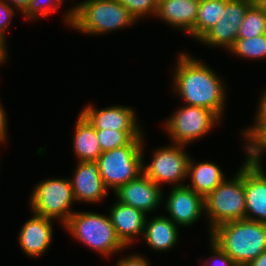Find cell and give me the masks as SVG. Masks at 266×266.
Wrapping results in <instances>:
<instances>
[{
  "instance_id": "1",
  "label": "cell",
  "mask_w": 266,
  "mask_h": 266,
  "mask_svg": "<svg viewBox=\"0 0 266 266\" xmlns=\"http://www.w3.org/2000/svg\"><path fill=\"white\" fill-rule=\"evenodd\" d=\"M177 56L171 81L174 95L181 97L186 105L213 111L222 120L228 91L224 80L210 66L189 53L182 51Z\"/></svg>"
},
{
  "instance_id": "2",
  "label": "cell",
  "mask_w": 266,
  "mask_h": 266,
  "mask_svg": "<svg viewBox=\"0 0 266 266\" xmlns=\"http://www.w3.org/2000/svg\"><path fill=\"white\" fill-rule=\"evenodd\" d=\"M65 24L87 35H103L135 25L137 20L118 0H85L64 13Z\"/></svg>"
},
{
  "instance_id": "3",
  "label": "cell",
  "mask_w": 266,
  "mask_h": 266,
  "mask_svg": "<svg viewBox=\"0 0 266 266\" xmlns=\"http://www.w3.org/2000/svg\"><path fill=\"white\" fill-rule=\"evenodd\" d=\"M209 238L237 266H246L266 250V223L241 219L220 224Z\"/></svg>"
},
{
  "instance_id": "4",
  "label": "cell",
  "mask_w": 266,
  "mask_h": 266,
  "mask_svg": "<svg viewBox=\"0 0 266 266\" xmlns=\"http://www.w3.org/2000/svg\"><path fill=\"white\" fill-rule=\"evenodd\" d=\"M63 227L72 238L105 258L127 248L118 238L109 215L75 211Z\"/></svg>"
},
{
  "instance_id": "5",
  "label": "cell",
  "mask_w": 266,
  "mask_h": 266,
  "mask_svg": "<svg viewBox=\"0 0 266 266\" xmlns=\"http://www.w3.org/2000/svg\"><path fill=\"white\" fill-rule=\"evenodd\" d=\"M235 174L203 198L209 234L220 224L246 219L245 160Z\"/></svg>"
},
{
  "instance_id": "6",
  "label": "cell",
  "mask_w": 266,
  "mask_h": 266,
  "mask_svg": "<svg viewBox=\"0 0 266 266\" xmlns=\"http://www.w3.org/2000/svg\"><path fill=\"white\" fill-rule=\"evenodd\" d=\"M145 139H133L128 145L102 152L97 162L105 186L115 192L120 186L137 179L143 173L142 144Z\"/></svg>"
},
{
  "instance_id": "7",
  "label": "cell",
  "mask_w": 266,
  "mask_h": 266,
  "mask_svg": "<svg viewBox=\"0 0 266 266\" xmlns=\"http://www.w3.org/2000/svg\"><path fill=\"white\" fill-rule=\"evenodd\" d=\"M29 197L32 213L59 221L64 226L75 212L70 178H48L34 186Z\"/></svg>"
},
{
  "instance_id": "8",
  "label": "cell",
  "mask_w": 266,
  "mask_h": 266,
  "mask_svg": "<svg viewBox=\"0 0 266 266\" xmlns=\"http://www.w3.org/2000/svg\"><path fill=\"white\" fill-rule=\"evenodd\" d=\"M222 120L206 108L182 105L172 115L165 119L164 130L170 137L172 144L185 145L205 137Z\"/></svg>"
},
{
  "instance_id": "9",
  "label": "cell",
  "mask_w": 266,
  "mask_h": 266,
  "mask_svg": "<svg viewBox=\"0 0 266 266\" xmlns=\"http://www.w3.org/2000/svg\"><path fill=\"white\" fill-rule=\"evenodd\" d=\"M144 145L142 144L143 174L160 187L162 184H168L171 187L185 186L190 160L185 148L187 146L167 144V146L154 149L151 162L146 164Z\"/></svg>"
},
{
  "instance_id": "10",
  "label": "cell",
  "mask_w": 266,
  "mask_h": 266,
  "mask_svg": "<svg viewBox=\"0 0 266 266\" xmlns=\"http://www.w3.org/2000/svg\"><path fill=\"white\" fill-rule=\"evenodd\" d=\"M252 4L253 0H226L222 17L198 42L212 48L230 50L237 40L245 13Z\"/></svg>"
},
{
  "instance_id": "11",
  "label": "cell",
  "mask_w": 266,
  "mask_h": 266,
  "mask_svg": "<svg viewBox=\"0 0 266 266\" xmlns=\"http://www.w3.org/2000/svg\"><path fill=\"white\" fill-rule=\"evenodd\" d=\"M135 111L133 107L124 105L97 109L87 104L80 113L96 130L143 131Z\"/></svg>"
},
{
  "instance_id": "12",
  "label": "cell",
  "mask_w": 266,
  "mask_h": 266,
  "mask_svg": "<svg viewBox=\"0 0 266 266\" xmlns=\"http://www.w3.org/2000/svg\"><path fill=\"white\" fill-rule=\"evenodd\" d=\"M168 198L163 195L165 211L177 226L190 227L204 215L203 197L185 186L172 187Z\"/></svg>"
},
{
  "instance_id": "13",
  "label": "cell",
  "mask_w": 266,
  "mask_h": 266,
  "mask_svg": "<svg viewBox=\"0 0 266 266\" xmlns=\"http://www.w3.org/2000/svg\"><path fill=\"white\" fill-rule=\"evenodd\" d=\"M163 187L156 185L143 173L127 184L120 186L115 192L119 202L143 211L146 215L163 204Z\"/></svg>"
},
{
  "instance_id": "14",
  "label": "cell",
  "mask_w": 266,
  "mask_h": 266,
  "mask_svg": "<svg viewBox=\"0 0 266 266\" xmlns=\"http://www.w3.org/2000/svg\"><path fill=\"white\" fill-rule=\"evenodd\" d=\"M99 170L97 161L77 163L74 175L70 179L76 202L98 204L107 197L110 190L105 186Z\"/></svg>"
},
{
  "instance_id": "15",
  "label": "cell",
  "mask_w": 266,
  "mask_h": 266,
  "mask_svg": "<svg viewBox=\"0 0 266 266\" xmlns=\"http://www.w3.org/2000/svg\"><path fill=\"white\" fill-rule=\"evenodd\" d=\"M53 219L33 213L20 228L19 247L30 258L43 256L53 241Z\"/></svg>"
},
{
  "instance_id": "16",
  "label": "cell",
  "mask_w": 266,
  "mask_h": 266,
  "mask_svg": "<svg viewBox=\"0 0 266 266\" xmlns=\"http://www.w3.org/2000/svg\"><path fill=\"white\" fill-rule=\"evenodd\" d=\"M246 219L266 223V176L245 156Z\"/></svg>"
},
{
  "instance_id": "17",
  "label": "cell",
  "mask_w": 266,
  "mask_h": 266,
  "mask_svg": "<svg viewBox=\"0 0 266 266\" xmlns=\"http://www.w3.org/2000/svg\"><path fill=\"white\" fill-rule=\"evenodd\" d=\"M108 213L118 238L127 248L134 245L137 237L143 236L148 216L143 211L116 200Z\"/></svg>"
},
{
  "instance_id": "18",
  "label": "cell",
  "mask_w": 266,
  "mask_h": 266,
  "mask_svg": "<svg viewBox=\"0 0 266 266\" xmlns=\"http://www.w3.org/2000/svg\"><path fill=\"white\" fill-rule=\"evenodd\" d=\"M200 0H159L154 17L187 34L195 25Z\"/></svg>"
},
{
  "instance_id": "19",
  "label": "cell",
  "mask_w": 266,
  "mask_h": 266,
  "mask_svg": "<svg viewBox=\"0 0 266 266\" xmlns=\"http://www.w3.org/2000/svg\"><path fill=\"white\" fill-rule=\"evenodd\" d=\"M177 226L166 215L154 216L145 220L143 241L151 250L165 252L170 251L179 241V230ZM176 244V245H175Z\"/></svg>"
},
{
  "instance_id": "20",
  "label": "cell",
  "mask_w": 266,
  "mask_h": 266,
  "mask_svg": "<svg viewBox=\"0 0 266 266\" xmlns=\"http://www.w3.org/2000/svg\"><path fill=\"white\" fill-rule=\"evenodd\" d=\"M194 161L190 157L187 179L191 184L186 183V186L204 198L226 179L225 172L214 162Z\"/></svg>"
},
{
  "instance_id": "21",
  "label": "cell",
  "mask_w": 266,
  "mask_h": 266,
  "mask_svg": "<svg viewBox=\"0 0 266 266\" xmlns=\"http://www.w3.org/2000/svg\"><path fill=\"white\" fill-rule=\"evenodd\" d=\"M73 150L77 162L97 161L102 154L96 129L81 114L74 127Z\"/></svg>"
},
{
  "instance_id": "22",
  "label": "cell",
  "mask_w": 266,
  "mask_h": 266,
  "mask_svg": "<svg viewBox=\"0 0 266 266\" xmlns=\"http://www.w3.org/2000/svg\"><path fill=\"white\" fill-rule=\"evenodd\" d=\"M226 0H200L194 27L187 33L198 41L222 17Z\"/></svg>"
},
{
  "instance_id": "23",
  "label": "cell",
  "mask_w": 266,
  "mask_h": 266,
  "mask_svg": "<svg viewBox=\"0 0 266 266\" xmlns=\"http://www.w3.org/2000/svg\"><path fill=\"white\" fill-rule=\"evenodd\" d=\"M266 34V13L254 3L248 8L239 27L237 39Z\"/></svg>"
},
{
  "instance_id": "24",
  "label": "cell",
  "mask_w": 266,
  "mask_h": 266,
  "mask_svg": "<svg viewBox=\"0 0 266 266\" xmlns=\"http://www.w3.org/2000/svg\"><path fill=\"white\" fill-rule=\"evenodd\" d=\"M230 52L244 59L266 60V34L237 39Z\"/></svg>"
},
{
  "instance_id": "25",
  "label": "cell",
  "mask_w": 266,
  "mask_h": 266,
  "mask_svg": "<svg viewBox=\"0 0 266 266\" xmlns=\"http://www.w3.org/2000/svg\"><path fill=\"white\" fill-rule=\"evenodd\" d=\"M101 151H109L128 145L133 139H144L143 131L96 130Z\"/></svg>"
},
{
  "instance_id": "26",
  "label": "cell",
  "mask_w": 266,
  "mask_h": 266,
  "mask_svg": "<svg viewBox=\"0 0 266 266\" xmlns=\"http://www.w3.org/2000/svg\"><path fill=\"white\" fill-rule=\"evenodd\" d=\"M262 94L259 96L257 102L258 106L254 116V122L246 129H242V136L244 145L246 146L264 127H266V90L261 91Z\"/></svg>"
},
{
  "instance_id": "27",
  "label": "cell",
  "mask_w": 266,
  "mask_h": 266,
  "mask_svg": "<svg viewBox=\"0 0 266 266\" xmlns=\"http://www.w3.org/2000/svg\"><path fill=\"white\" fill-rule=\"evenodd\" d=\"M63 3L64 0H31L29 7L22 16L30 21H35L40 17H48L51 13H57Z\"/></svg>"
},
{
  "instance_id": "28",
  "label": "cell",
  "mask_w": 266,
  "mask_h": 266,
  "mask_svg": "<svg viewBox=\"0 0 266 266\" xmlns=\"http://www.w3.org/2000/svg\"><path fill=\"white\" fill-rule=\"evenodd\" d=\"M129 13L137 20L156 14L159 0H118ZM146 15V16H145Z\"/></svg>"
},
{
  "instance_id": "29",
  "label": "cell",
  "mask_w": 266,
  "mask_h": 266,
  "mask_svg": "<svg viewBox=\"0 0 266 266\" xmlns=\"http://www.w3.org/2000/svg\"><path fill=\"white\" fill-rule=\"evenodd\" d=\"M14 9L15 8L10 6L4 0H0V42L6 47L8 45L6 42L7 36L5 34L16 14Z\"/></svg>"
},
{
  "instance_id": "30",
  "label": "cell",
  "mask_w": 266,
  "mask_h": 266,
  "mask_svg": "<svg viewBox=\"0 0 266 266\" xmlns=\"http://www.w3.org/2000/svg\"><path fill=\"white\" fill-rule=\"evenodd\" d=\"M209 241L213 255L209 256V259L202 263V266H237L216 243L211 239Z\"/></svg>"
},
{
  "instance_id": "31",
  "label": "cell",
  "mask_w": 266,
  "mask_h": 266,
  "mask_svg": "<svg viewBox=\"0 0 266 266\" xmlns=\"http://www.w3.org/2000/svg\"><path fill=\"white\" fill-rule=\"evenodd\" d=\"M143 256L144 255H140L138 253H131V255L119 258L115 266H151L148 258Z\"/></svg>"
},
{
  "instance_id": "32",
  "label": "cell",
  "mask_w": 266,
  "mask_h": 266,
  "mask_svg": "<svg viewBox=\"0 0 266 266\" xmlns=\"http://www.w3.org/2000/svg\"><path fill=\"white\" fill-rule=\"evenodd\" d=\"M6 112L0 102V144L8 142V129H7V118Z\"/></svg>"
},
{
  "instance_id": "33",
  "label": "cell",
  "mask_w": 266,
  "mask_h": 266,
  "mask_svg": "<svg viewBox=\"0 0 266 266\" xmlns=\"http://www.w3.org/2000/svg\"><path fill=\"white\" fill-rule=\"evenodd\" d=\"M13 8H16V11H19L23 14L29 7L31 0H4Z\"/></svg>"
},
{
  "instance_id": "34",
  "label": "cell",
  "mask_w": 266,
  "mask_h": 266,
  "mask_svg": "<svg viewBox=\"0 0 266 266\" xmlns=\"http://www.w3.org/2000/svg\"><path fill=\"white\" fill-rule=\"evenodd\" d=\"M246 266H266V250Z\"/></svg>"
},
{
  "instance_id": "35",
  "label": "cell",
  "mask_w": 266,
  "mask_h": 266,
  "mask_svg": "<svg viewBox=\"0 0 266 266\" xmlns=\"http://www.w3.org/2000/svg\"><path fill=\"white\" fill-rule=\"evenodd\" d=\"M8 47L4 46L1 42H0V65H3L4 63H6L5 61H7V57L8 55V49H6Z\"/></svg>"
},
{
  "instance_id": "36",
  "label": "cell",
  "mask_w": 266,
  "mask_h": 266,
  "mask_svg": "<svg viewBox=\"0 0 266 266\" xmlns=\"http://www.w3.org/2000/svg\"><path fill=\"white\" fill-rule=\"evenodd\" d=\"M265 176H266V172L265 169H263V160L262 159H249Z\"/></svg>"
}]
</instances>
